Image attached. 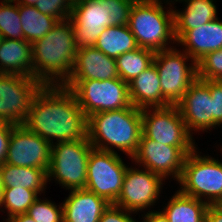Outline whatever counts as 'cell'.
<instances>
[{"label": "cell", "mask_w": 222, "mask_h": 222, "mask_svg": "<svg viewBox=\"0 0 222 222\" xmlns=\"http://www.w3.org/2000/svg\"><path fill=\"white\" fill-rule=\"evenodd\" d=\"M23 125L51 145L53 139L58 143L88 138V117L74 93L63 85H43Z\"/></svg>", "instance_id": "cell-1"}, {"label": "cell", "mask_w": 222, "mask_h": 222, "mask_svg": "<svg viewBox=\"0 0 222 222\" xmlns=\"http://www.w3.org/2000/svg\"><path fill=\"white\" fill-rule=\"evenodd\" d=\"M76 52L71 21H59L46 36L32 43L33 78L42 85H64L73 70Z\"/></svg>", "instance_id": "cell-2"}, {"label": "cell", "mask_w": 222, "mask_h": 222, "mask_svg": "<svg viewBox=\"0 0 222 222\" xmlns=\"http://www.w3.org/2000/svg\"><path fill=\"white\" fill-rule=\"evenodd\" d=\"M88 139L94 149L135 155L142 135L141 109L129 107L105 111L88 117ZM112 146V147H111Z\"/></svg>", "instance_id": "cell-3"}, {"label": "cell", "mask_w": 222, "mask_h": 222, "mask_svg": "<svg viewBox=\"0 0 222 222\" xmlns=\"http://www.w3.org/2000/svg\"><path fill=\"white\" fill-rule=\"evenodd\" d=\"M162 1L135 0L131 7L128 27L138 46L154 52L169 49L168 40L176 42L174 13L164 11Z\"/></svg>", "instance_id": "cell-4"}, {"label": "cell", "mask_w": 222, "mask_h": 222, "mask_svg": "<svg viewBox=\"0 0 222 222\" xmlns=\"http://www.w3.org/2000/svg\"><path fill=\"white\" fill-rule=\"evenodd\" d=\"M179 191L185 195L203 201L207 204L220 205L222 203V162L209 156H200L194 149L184 161Z\"/></svg>", "instance_id": "cell-5"}, {"label": "cell", "mask_w": 222, "mask_h": 222, "mask_svg": "<svg viewBox=\"0 0 222 222\" xmlns=\"http://www.w3.org/2000/svg\"><path fill=\"white\" fill-rule=\"evenodd\" d=\"M70 89L87 117L92 114L119 110L131 105L128 83L120 77L107 80H67Z\"/></svg>", "instance_id": "cell-6"}, {"label": "cell", "mask_w": 222, "mask_h": 222, "mask_svg": "<svg viewBox=\"0 0 222 222\" xmlns=\"http://www.w3.org/2000/svg\"><path fill=\"white\" fill-rule=\"evenodd\" d=\"M93 149L88 138L55 142L51 145L48 180L54 177L63 188L66 187L68 190L85 189L87 162Z\"/></svg>", "instance_id": "cell-7"}, {"label": "cell", "mask_w": 222, "mask_h": 222, "mask_svg": "<svg viewBox=\"0 0 222 222\" xmlns=\"http://www.w3.org/2000/svg\"><path fill=\"white\" fill-rule=\"evenodd\" d=\"M188 58L191 59L186 52L181 53L176 48L155 52L153 64L158 70L162 97L170 105H177L197 79V63L187 66Z\"/></svg>", "instance_id": "cell-8"}, {"label": "cell", "mask_w": 222, "mask_h": 222, "mask_svg": "<svg viewBox=\"0 0 222 222\" xmlns=\"http://www.w3.org/2000/svg\"><path fill=\"white\" fill-rule=\"evenodd\" d=\"M126 164L117 152L93 149L87 162L85 189L114 204L123 185Z\"/></svg>", "instance_id": "cell-9"}, {"label": "cell", "mask_w": 222, "mask_h": 222, "mask_svg": "<svg viewBox=\"0 0 222 222\" xmlns=\"http://www.w3.org/2000/svg\"><path fill=\"white\" fill-rule=\"evenodd\" d=\"M150 109H141L142 134L145 137L167 146L195 147L177 105Z\"/></svg>", "instance_id": "cell-10"}, {"label": "cell", "mask_w": 222, "mask_h": 222, "mask_svg": "<svg viewBox=\"0 0 222 222\" xmlns=\"http://www.w3.org/2000/svg\"><path fill=\"white\" fill-rule=\"evenodd\" d=\"M42 86L30 76L0 74V121L23 125L31 102Z\"/></svg>", "instance_id": "cell-11"}, {"label": "cell", "mask_w": 222, "mask_h": 222, "mask_svg": "<svg viewBox=\"0 0 222 222\" xmlns=\"http://www.w3.org/2000/svg\"><path fill=\"white\" fill-rule=\"evenodd\" d=\"M196 147H175L161 144L141 135L138 149L132 157L139 166L161 175L179 180L186 156ZM143 164V165H142Z\"/></svg>", "instance_id": "cell-12"}, {"label": "cell", "mask_w": 222, "mask_h": 222, "mask_svg": "<svg viewBox=\"0 0 222 222\" xmlns=\"http://www.w3.org/2000/svg\"><path fill=\"white\" fill-rule=\"evenodd\" d=\"M163 180L161 175L148 169L127 167L121 192L113 205L133 213L149 208L156 203Z\"/></svg>", "instance_id": "cell-13"}, {"label": "cell", "mask_w": 222, "mask_h": 222, "mask_svg": "<svg viewBox=\"0 0 222 222\" xmlns=\"http://www.w3.org/2000/svg\"><path fill=\"white\" fill-rule=\"evenodd\" d=\"M51 144L28 130L14 125L10 135L5 163L19 167L49 169Z\"/></svg>", "instance_id": "cell-14"}, {"label": "cell", "mask_w": 222, "mask_h": 222, "mask_svg": "<svg viewBox=\"0 0 222 222\" xmlns=\"http://www.w3.org/2000/svg\"><path fill=\"white\" fill-rule=\"evenodd\" d=\"M107 0H81L73 5L69 20L77 48L94 46L100 34L111 26Z\"/></svg>", "instance_id": "cell-15"}, {"label": "cell", "mask_w": 222, "mask_h": 222, "mask_svg": "<svg viewBox=\"0 0 222 222\" xmlns=\"http://www.w3.org/2000/svg\"><path fill=\"white\" fill-rule=\"evenodd\" d=\"M187 130L206 131L213 127V106L207 80L197 78L177 104Z\"/></svg>", "instance_id": "cell-16"}, {"label": "cell", "mask_w": 222, "mask_h": 222, "mask_svg": "<svg viewBox=\"0 0 222 222\" xmlns=\"http://www.w3.org/2000/svg\"><path fill=\"white\" fill-rule=\"evenodd\" d=\"M119 78L116 59L94 46L77 48L73 70L68 80H107Z\"/></svg>", "instance_id": "cell-17"}, {"label": "cell", "mask_w": 222, "mask_h": 222, "mask_svg": "<svg viewBox=\"0 0 222 222\" xmlns=\"http://www.w3.org/2000/svg\"><path fill=\"white\" fill-rule=\"evenodd\" d=\"M176 42L184 45L191 62H198L206 54L222 49V21L218 18L186 31Z\"/></svg>", "instance_id": "cell-18"}, {"label": "cell", "mask_w": 222, "mask_h": 222, "mask_svg": "<svg viewBox=\"0 0 222 222\" xmlns=\"http://www.w3.org/2000/svg\"><path fill=\"white\" fill-rule=\"evenodd\" d=\"M70 191L62 205L63 222H99L110 203L86 189Z\"/></svg>", "instance_id": "cell-19"}, {"label": "cell", "mask_w": 222, "mask_h": 222, "mask_svg": "<svg viewBox=\"0 0 222 222\" xmlns=\"http://www.w3.org/2000/svg\"><path fill=\"white\" fill-rule=\"evenodd\" d=\"M128 88L130 102L136 108L170 106L162 97L160 78L154 64L129 82Z\"/></svg>", "instance_id": "cell-20"}, {"label": "cell", "mask_w": 222, "mask_h": 222, "mask_svg": "<svg viewBox=\"0 0 222 222\" xmlns=\"http://www.w3.org/2000/svg\"><path fill=\"white\" fill-rule=\"evenodd\" d=\"M0 74L33 77L32 44L3 38L0 43Z\"/></svg>", "instance_id": "cell-21"}, {"label": "cell", "mask_w": 222, "mask_h": 222, "mask_svg": "<svg viewBox=\"0 0 222 222\" xmlns=\"http://www.w3.org/2000/svg\"><path fill=\"white\" fill-rule=\"evenodd\" d=\"M187 7L174 13V32L176 41L188 30L202 26L217 18L216 6L213 0H181Z\"/></svg>", "instance_id": "cell-22"}, {"label": "cell", "mask_w": 222, "mask_h": 222, "mask_svg": "<svg viewBox=\"0 0 222 222\" xmlns=\"http://www.w3.org/2000/svg\"><path fill=\"white\" fill-rule=\"evenodd\" d=\"M48 170L36 167H19L4 163L0 165L2 188H26L41 194L48 182Z\"/></svg>", "instance_id": "cell-23"}, {"label": "cell", "mask_w": 222, "mask_h": 222, "mask_svg": "<svg viewBox=\"0 0 222 222\" xmlns=\"http://www.w3.org/2000/svg\"><path fill=\"white\" fill-rule=\"evenodd\" d=\"M207 202L185 195L179 190L162 211L169 222H205Z\"/></svg>", "instance_id": "cell-24"}, {"label": "cell", "mask_w": 222, "mask_h": 222, "mask_svg": "<svg viewBox=\"0 0 222 222\" xmlns=\"http://www.w3.org/2000/svg\"><path fill=\"white\" fill-rule=\"evenodd\" d=\"M94 47L116 59L139 46L128 25H118L107 27L97 38Z\"/></svg>", "instance_id": "cell-25"}, {"label": "cell", "mask_w": 222, "mask_h": 222, "mask_svg": "<svg viewBox=\"0 0 222 222\" xmlns=\"http://www.w3.org/2000/svg\"><path fill=\"white\" fill-rule=\"evenodd\" d=\"M24 40L33 43L46 36L59 22L55 17L38 11L34 6L18 5Z\"/></svg>", "instance_id": "cell-26"}, {"label": "cell", "mask_w": 222, "mask_h": 222, "mask_svg": "<svg viewBox=\"0 0 222 222\" xmlns=\"http://www.w3.org/2000/svg\"><path fill=\"white\" fill-rule=\"evenodd\" d=\"M155 52L138 47L116 58L119 77L129 83L153 64Z\"/></svg>", "instance_id": "cell-27"}, {"label": "cell", "mask_w": 222, "mask_h": 222, "mask_svg": "<svg viewBox=\"0 0 222 222\" xmlns=\"http://www.w3.org/2000/svg\"><path fill=\"white\" fill-rule=\"evenodd\" d=\"M38 194L31 189L26 188H3L2 206L8 211V219L27 214L29 207L38 198Z\"/></svg>", "instance_id": "cell-28"}, {"label": "cell", "mask_w": 222, "mask_h": 222, "mask_svg": "<svg viewBox=\"0 0 222 222\" xmlns=\"http://www.w3.org/2000/svg\"><path fill=\"white\" fill-rule=\"evenodd\" d=\"M0 34L6 39L24 40L18 4L13 0L0 2Z\"/></svg>", "instance_id": "cell-29"}, {"label": "cell", "mask_w": 222, "mask_h": 222, "mask_svg": "<svg viewBox=\"0 0 222 222\" xmlns=\"http://www.w3.org/2000/svg\"><path fill=\"white\" fill-rule=\"evenodd\" d=\"M37 198L29 207L27 215L36 222H63V206Z\"/></svg>", "instance_id": "cell-30"}, {"label": "cell", "mask_w": 222, "mask_h": 222, "mask_svg": "<svg viewBox=\"0 0 222 222\" xmlns=\"http://www.w3.org/2000/svg\"><path fill=\"white\" fill-rule=\"evenodd\" d=\"M197 78L222 81V49L206 54L197 62Z\"/></svg>", "instance_id": "cell-31"}, {"label": "cell", "mask_w": 222, "mask_h": 222, "mask_svg": "<svg viewBox=\"0 0 222 222\" xmlns=\"http://www.w3.org/2000/svg\"><path fill=\"white\" fill-rule=\"evenodd\" d=\"M74 4L73 0H39L34 7L43 14L63 21L71 15Z\"/></svg>", "instance_id": "cell-32"}, {"label": "cell", "mask_w": 222, "mask_h": 222, "mask_svg": "<svg viewBox=\"0 0 222 222\" xmlns=\"http://www.w3.org/2000/svg\"><path fill=\"white\" fill-rule=\"evenodd\" d=\"M134 2L135 0H107L111 26L128 25L130 10Z\"/></svg>", "instance_id": "cell-33"}, {"label": "cell", "mask_w": 222, "mask_h": 222, "mask_svg": "<svg viewBox=\"0 0 222 222\" xmlns=\"http://www.w3.org/2000/svg\"><path fill=\"white\" fill-rule=\"evenodd\" d=\"M207 87L212 98L213 128H215L222 124V81L207 80Z\"/></svg>", "instance_id": "cell-34"}, {"label": "cell", "mask_w": 222, "mask_h": 222, "mask_svg": "<svg viewBox=\"0 0 222 222\" xmlns=\"http://www.w3.org/2000/svg\"><path fill=\"white\" fill-rule=\"evenodd\" d=\"M130 211L110 204L109 207L103 212L99 222H136L130 216Z\"/></svg>", "instance_id": "cell-35"}, {"label": "cell", "mask_w": 222, "mask_h": 222, "mask_svg": "<svg viewBox=\"0 0 222 222\" xmlns=\"http://www.w3.org/2000/svg\"><path fill=\"white\" fill-rule=\"evenodd\" d=\"M13 126L12 123L0 121V165L5 163Z\"/></svg>", "instance_id": "cell-36"}, {"label": "cell", "mask_w": 222, "mask_h": 222, "mask_svg": "<svg viewBox=\"0 0 222 222\" xmlns=\"http://www.w3.org/2000/svg\"><path fill=\"white\" fill-rule=\"evenodd\" d=\"M205 222H222V206L209 205Z\"/></svg>", "instance_id": "cell-37"}, {"label": "cell", "mask_w": 222, "mask_h": 222, "mask_svg": "<svg viewBox=\"0 0 222 222\" xmlns=\"http://www.w3.org/2000/svg\"><path fill=\"white\" fill-rule=\"evenodd\" d=\"M144 221L142 222H169L166 216L162 211H149L147 214L144 215Z\"/></svg>", "instance_id": "cell-38"}, {"label": "cell", "mask_w": 222, "mask_h": 222, "mask_svg": "<svg viewBox=\"0 0 222 222\" xmlns=\"http://www.w3.org/2000/svg\"><path fill=\"white\" fill-rule=\"evenodd\" d=\"M12 222H36L27 214H20L10 218Z\"/></svg>", "instance_id": "cell-39"}, {"label": "cell", "mask_w": 222, "mask_h": 222, "mask_svg": "<svg viewBox=\"0 0 222 222\" xmlns=\"http://www.w3.org/2000/svg\"><path fill=\"white\" fill-rule=\"evenodd\" d=\"M18 5L34 6L39 0H13Z\"/></svg>", "instance_id": "cell-40"}, {"label": "cell", "mask_w": 222, "mask_h": 222, "mask_svg": "<svg viewBox=\"0 0 222 222\" xmlns=\"http://www.w3.org/2000/svg\"><path fill=\"white\" fill-rule=\"evenodd\" d=\"M2 186L0 185V207H2Z\"/></svg>", "instance_id": "cell-41"}, {"label": "cell", "mask_w": 222, "mask_h": 222, "mask_svg": "<svg viewBox=\"0 0 222 222\" xmlns=\"http://www.w3.org/2000/svg\"><path fill=\"white\" fill-rule=\"evenodd\" d=\"M150 1H157V2H159L161 0H150ZM175 1H178V0H175ZM179 1H181V0H179ZM166 2H168V0ZM171 2H172V0H171Z\"/></svg>", "instance_id": "cell-42"}, {"label": "cell", "mask_w": 222, "mask_h": 222, "mask_svg": "<svg viewBox=\"0 0 222 222\" xmlns=\"http://www.w3.org/2000/svg\"><path fill=\"white\" fill-rule=\"evenodd\" d=\"M2 39H3V37H2L1 34H0V43H1Z\"/></svg>", "instance_id": "cell-43"}]
</instances>
